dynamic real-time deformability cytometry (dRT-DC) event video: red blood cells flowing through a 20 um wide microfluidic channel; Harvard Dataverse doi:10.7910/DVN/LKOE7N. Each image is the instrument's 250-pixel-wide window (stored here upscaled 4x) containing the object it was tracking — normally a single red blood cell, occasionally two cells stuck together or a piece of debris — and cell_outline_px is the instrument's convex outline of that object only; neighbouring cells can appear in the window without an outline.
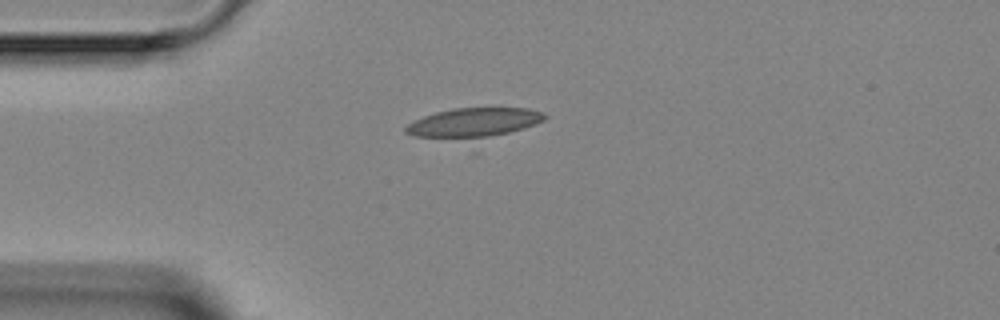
{"species": "Egyptian fruit bat (a non-hibernating species)", "species_latin": "Rousettus aegyptiacus", "temperature_condition": "room temperature", "stored_images_in_passage": 4, "camera_frame_rate_fps": 3000, "um_per_image_px": 0.085, "animal": {"sex": "female"}, "frame": {"image": 1, "passage_image": 3, "time_ms": 3.333, "image_size_px": [1000, 320], "cell_outline_px": [[548, 116], [544, 120], [536, 124], [476, 152], [472, 152], [412, 136], [404, 132], [404, 128], [412, 120], [436, 112], [452, 108], [528, 108], [540, 112]], "centroid_in_image_um": [40.21, 10.72], "position_along_channel_um": 44.8, "area_um2": 29.42}}